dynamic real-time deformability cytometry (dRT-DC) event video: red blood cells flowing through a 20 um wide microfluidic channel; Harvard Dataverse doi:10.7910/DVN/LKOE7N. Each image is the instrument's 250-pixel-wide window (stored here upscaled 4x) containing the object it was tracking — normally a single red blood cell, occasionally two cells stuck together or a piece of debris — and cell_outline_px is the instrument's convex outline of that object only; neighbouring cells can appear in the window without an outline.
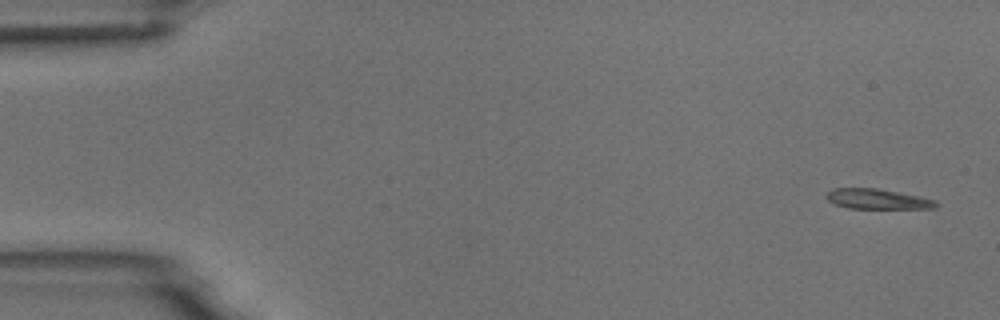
{"species": "common noctule bat (a hibernating species)", "species_latin": "Nyctalus noctula", "temperature_condition": "room temperature", "stored_images_in_passage": 6, "camera_frame_rate_fps": 3000, "um_per_image_px": 0.085, "animal": {"sex": "male", "body_mass_g": 18.8}, "frame": {"image": 1, "passage_image": 1, "time_ms": 0.0, "image_size_px": [1000, 320], "cell_outline_px": [[940, 204], [936, 208], [848, 208], [836, 204], [828, 200], [828, 192], [832, 188], [876, 188], [920, 196], [936, 200]], "centroid_in_image_um": [74.64, 16.91], "position_along_channel_um": 10.4, "area_um2": 12.72}}